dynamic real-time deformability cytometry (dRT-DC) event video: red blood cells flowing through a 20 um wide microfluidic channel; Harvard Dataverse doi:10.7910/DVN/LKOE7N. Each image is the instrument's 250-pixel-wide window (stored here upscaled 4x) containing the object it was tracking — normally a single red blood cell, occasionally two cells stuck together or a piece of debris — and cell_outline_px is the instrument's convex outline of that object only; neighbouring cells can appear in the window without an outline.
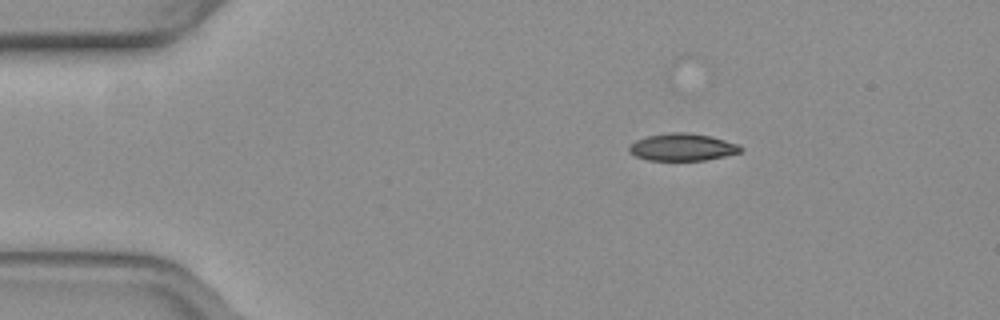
{"species": "common noctule bat (a hibernating species)", "species_latin": "Nyctalus noctula", "temperature_condition": "warm", "stored_images_in_passage": 45, "camera_frame_rate_fps": 3000, "um_per_image_px": 0.085, "animal": {"sex": "female", "body_mass_g": 19.3, "forearm_length_mm": 54.1}, "frame": {"image": 1, "passage_image": 1, "time_ms": 0.0, "image_size_px": [1000, 320], "cell_outline_px": [[744, 148], [740, 152], [724, 156], [704, 160], [648, 160], [636, 156], [628, 152], [628, 148], [636, 140], [648, 136], [668, 132], [688, 132], [712, 136], [740, 144]], "centroid_in_image_um": [58.03, 12.49], "position_along_channel_um": 27.0, "area_um2": 17.8}}
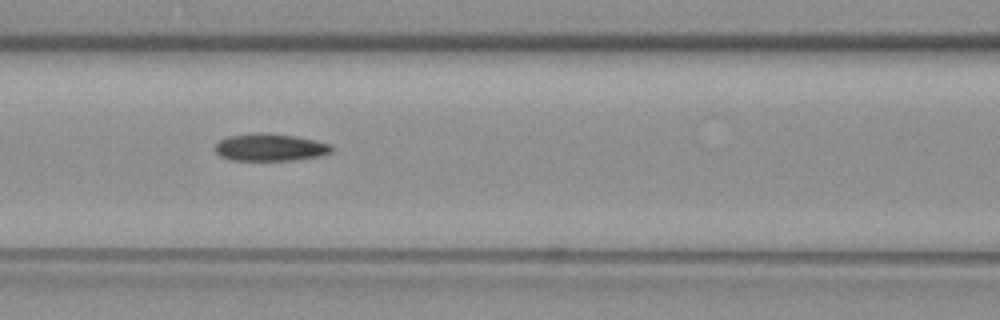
{"frame": {"image": 2, "passage_image": 15, "time_ms": 4.667, "image_size_px": [1000, 320], "cell_outline_px": [[332, 152], [320, 156], [292, 160], [232, 160], [220, 156], [216, 152], [216, 144], [220, 140], [228, 136], [256, 132], [264, 132], [296, 136], [332, 144]], "centroid_in_image_um": [22.97, 12.51], "position_along_channel_um": 143.6, "area_um2": 18.61}}
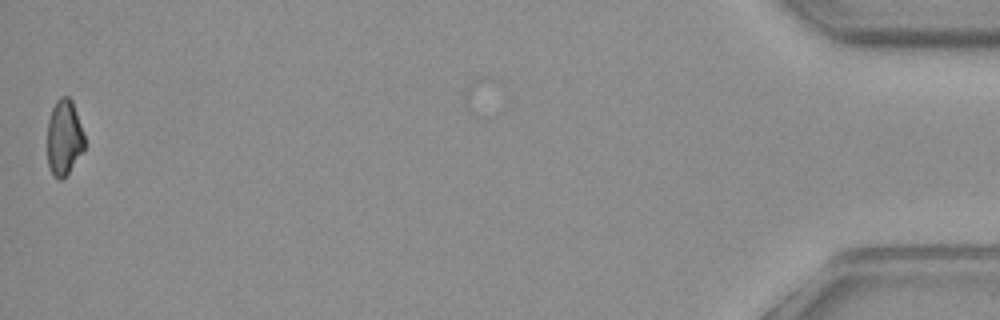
{"frame": {"image": 3, "passage_image": 45, "time_ms": 14.667, "image_size_px": [1000, 320], "cell_outline_px": [[84, 152], [68, 172], [60, 180], [52, 172], [48, 164], [48, 120], [52, 108], [56, 100], [60, 96], [68, 96], [72, 100], [84, 136]], "centroid_in_image_um": [5.45, 11.66], "position_along_channel_um": 429.7, "area_um2": 16.18}, "authors_computed_cell_mechanics": {"area_um2": 18.0336, "velocity_mm_per_s": 3.8759, "shape_relaxation_time_tau1_ms": null, "shape_relaxation_time_tau2_ms": 3.4629, "deformation_change_tau1": null, "deformation_change_tau2": 0.0907}}